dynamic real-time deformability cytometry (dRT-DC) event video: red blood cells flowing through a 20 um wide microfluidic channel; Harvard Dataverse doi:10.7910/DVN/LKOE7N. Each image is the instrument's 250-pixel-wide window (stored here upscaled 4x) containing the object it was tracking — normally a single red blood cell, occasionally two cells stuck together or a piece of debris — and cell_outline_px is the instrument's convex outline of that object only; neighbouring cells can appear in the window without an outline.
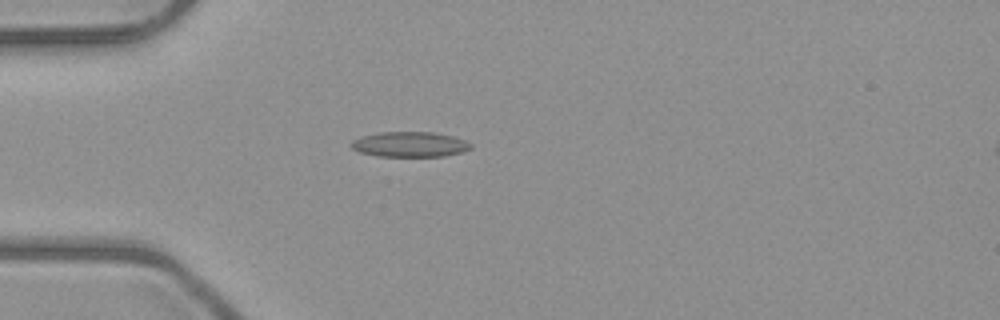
{"species": "common noctule bat (a hibernating species)", "species_latin": "Nyctalus noctula", "temperature_condition": "room temperature", "stored_images_in_passage": 5, "camera_frame_rate_fps": 3000, "um_per_image_px": 0.085, "animal": {"sex": "male", "body_mass_g": 23.1, "forearm_length_mm": 52.7}, "frame": {"image": 1, "passage_image": 4, "time_ms": 3.667, "image_size_px": [1000, 320], "cell_outline_px": [[472, 148], [464, 152], [444, 156], [376, 156], [360, 152], [352, 148], [348, 144], [352, 140], [360, 136], [380, 132], [432, 132], [452, 136], [464, 140], [472, 144]], "centroid_in_image_um": [34.81, 12.27], "position_along_channel_um": 50.2, "area_um2": 17.69}}